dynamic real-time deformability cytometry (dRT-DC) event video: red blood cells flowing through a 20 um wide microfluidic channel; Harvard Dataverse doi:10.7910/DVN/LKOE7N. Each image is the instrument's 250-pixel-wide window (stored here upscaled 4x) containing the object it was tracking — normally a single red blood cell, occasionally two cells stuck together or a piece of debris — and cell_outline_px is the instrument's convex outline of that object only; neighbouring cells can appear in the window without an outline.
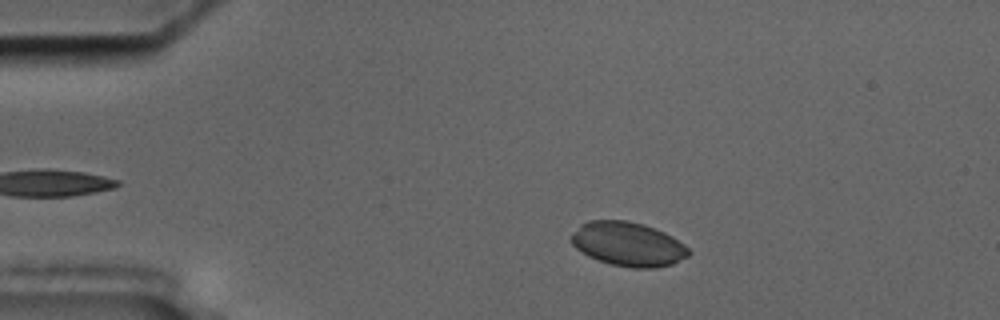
{"species": "common noctule bat (a hibernating species)", "species_latin": "Nyctalus noctula", "temperature_condition": "cold", "stored_images_in_passage": 45, "camera_frame_rate_fps": 3000, "um_per_image_px": 0.085, "animal": {"sex": "male", "body_mass_g": 17.5, "forearm_length_mm": 52.3}, "frame": {"image": 1, "passage_image": 7, "time_ms": 2.0, "image_size_px": [1000, 320], "cell_outline_px": [[692, 252], [688, 256], [672, 264], [656, 268], [632, 268], [612, 264], [588, 256], [576, 248], [568, 240], [572, 232], [580, 224], [588, 220], [628, 220], [644, 224], [664, 232], [672, 236], [684, 244]], "centroid_in_image_um": [53.36, 20.74], "position_along_channel_um": 31.6, "area_um2": 30.4}}
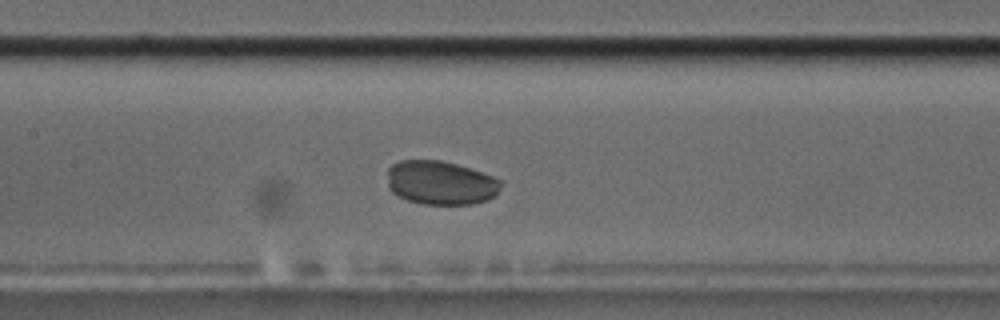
{"frame": {"image": 2, "passage_image": 23, "time_ms": 7.333, "image_size_px": [1000, 320], "cell_outline_px": [[504, 180], [496, 196], [488, 200], [472, 204], [420, 204], [396, 196], [388, 188], [388, 168], [392, 164], [400, 160], [440, 160], [456, 164]], "centroid_in_image_um": [37.45, 15.54], "position_along_channel_um": 169.9, "area_um2": 29.3}}
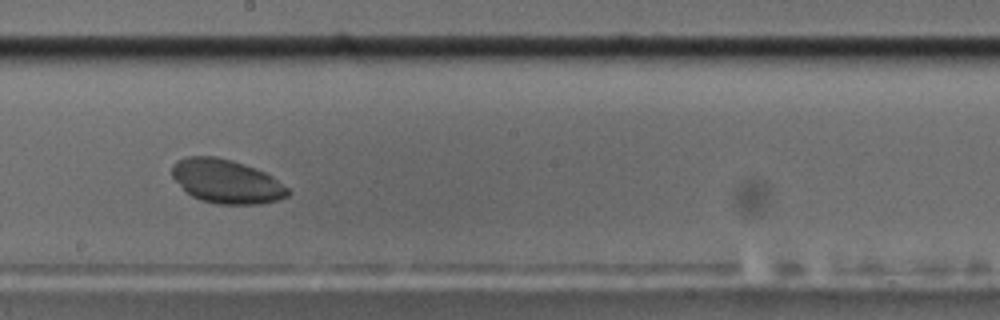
{"frame": {"image": 3, "passage_image": 28, "time_ms": 9.0, "image_size_px": [1000, 320], "cell_outline_px": [[292, 192], [288, 196], [280, 200], [260, 204], [220, 204], [200, 200], [192, 196], [172, 176], [172, 164], [176, 160], [188, 156], [216, 156], [232, 160], [256, 168], [272, 176], [288, 188]], "centroid_in_image_um": [19.28, 15.41], "position_along_channel_um": 228.9, "area_um2": 29.65}}